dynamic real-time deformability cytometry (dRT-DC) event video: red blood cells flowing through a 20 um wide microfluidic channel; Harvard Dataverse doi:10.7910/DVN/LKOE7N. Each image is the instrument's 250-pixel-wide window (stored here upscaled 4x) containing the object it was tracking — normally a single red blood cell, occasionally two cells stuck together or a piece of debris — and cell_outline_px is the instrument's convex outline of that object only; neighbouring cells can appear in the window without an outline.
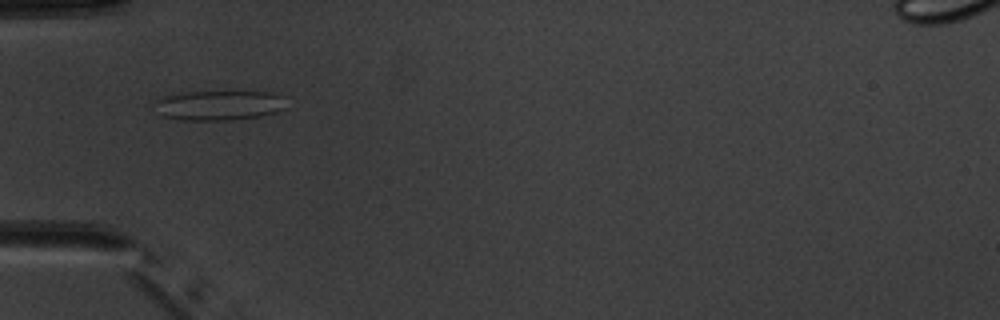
{"species": "common noctule bat (a hibernating species)", "species_latin": "Nyctalus noctula", "temperature_condition": "warm", "stored_images_in_passage": 6, "camera_frame_rate_fps": 3000, "um_per_image_px": 0.085, "animal": {"sex": "male", "body_mass_g": 20.1, "forearm_length_mm": 53.5}, "frame": {"image": 1, "passage_image": 5, "time_ms": 4.667, "image_size_px": [1000, 320], "cell_outline_px": [[284, 108], [276, 112], [260, 116], [232, 120], [184, 120], [164, 116], [156, 100], [164, 96], [188, 92], [272, 92], [284, 96]], "centroid_in_image_um": [18.71, 8.95], "position_along_channel_um": 66.3, "area_um2": 22.37}}
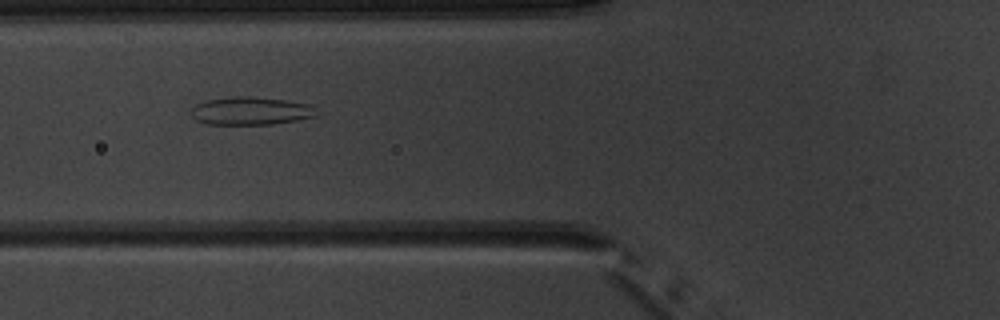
{"frame": {"image": 2, "passage_image": 6, "time_ms": 5.667, "image_size_px": [1000, 320], "cell_outline_px": [[316, 116], [296, 120], [272, 124], [204, 124], [196, 120], [192, 116], [192, 108], [196, 104], [208, 100], [236, 96], [252, 96], [284, 100], [308, 104]], "centroid_in_image_um": [21.24, 9.43], "position_along_channel_um": 104.6, "area_um2": 20.06}}